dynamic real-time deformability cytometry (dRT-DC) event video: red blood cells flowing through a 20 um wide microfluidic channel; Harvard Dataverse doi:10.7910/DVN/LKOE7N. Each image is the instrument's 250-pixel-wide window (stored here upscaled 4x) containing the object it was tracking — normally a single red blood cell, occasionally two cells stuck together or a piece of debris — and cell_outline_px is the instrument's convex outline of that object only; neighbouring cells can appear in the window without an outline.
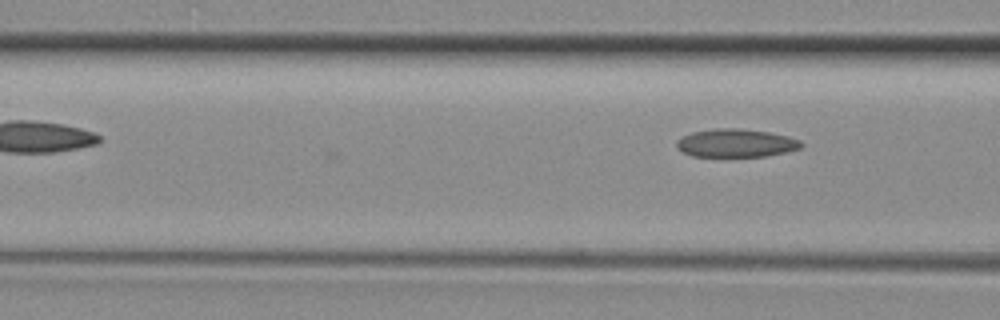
{"species": "common noctule bat (a hibernating species)", "species_latin": "Nyctalus noctula", "temperature_condition": "room temperature", "stored_images_in_passage": 3, "camera_frame_rate_fps": 3000, "um_per_image_px": 0.085, "animal": {"sex": "female", "body_mass_g": 29.2, "forearm_length_mm": 56.3}, "frame": {"image": 1, "passage_image": 3, "time_ms": 0.667, "image_size_px": [1000, 320], "cell_outline_px": [[804, 144], [800, 148], [768, 156], [728, 160], [692, 156], [676, 148], [676, 140], [692, 132], [720, 128], [740, 128], [768, 132], [788, 136], [800, 140]], "centroid_in_image_um": [62.53, 12.22], "position_along_channel_um": 104.1, "area_um2": 21.44}}